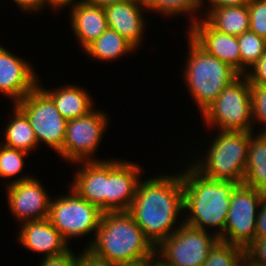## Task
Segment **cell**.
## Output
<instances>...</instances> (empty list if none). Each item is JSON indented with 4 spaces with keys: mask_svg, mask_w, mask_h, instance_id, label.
<instances>
[{
    "mask_svg": "<svg viewBox=\"0 0 266 266\" xmlns=\"http://www.w3.org/2000/svg\"><path fill=\"white\" fill-rule=\"evenodd\" d=\"M182 210L183 181L179 173L140 181L128 213L156 247L177 230L173 226Z\"/></svg>",
    "mask_w": 266,
    "mask_h": 266,
    "instance_id": "1",
    "label": "cell"
},
{
    "mask_svg": "<svg viewBox=\"0 0 266 266\" xmlns=\"http://www.w3.org/2000/svg\"><path fill=\"white\" fill-rule=\"evenodd\" d=\"M183 181V208L188 210L184 223L206 231L207 226L217 227L215 234L224 235L227 214L233 190L239 184L207 178L192 165L181 173Z\"/></svg>",
    "mask_w": 266,
    "mask_h": 266,
    "instance_id": "2",
    "label": "cell"
},
{
    "mask_svg": "<svg viewBox=\"0 0 266 266\" xmlns=\"http://www.w3.org/2000/svg\"><path fill=\"white\" fill-rule=\"evenodd\" d=\"M89 249L109 262L132 263L157 259L155 246L128 212H106Z\"/></svg>",
    "mask_w": 266,
    "mask_h": 266,
    "instance_id": "3",
    "label": "cell"
},
{
    "mask_svg": "<svg viewBox=\"0 0 266 266\" xmlns=\"http://www.w3.org/2000/svg\"><path fill=\"white\" fill-rule=\"evenodd\" d=\"M189 56L185 80L201 114L240 74L228 63L208 54L188 36Z\"/></svg>",
    "mask_w": 266,
    "mask_h": 266,
    "instance_id": "4",
    "label": "cell"
},
{
    "mask_svg": "<svg viewBox=\"0 0 266 266\" xmlns=\"http://www.w3.org/2000/svg\"><path fill=\"white\" fill-rule=\"evenodd\" d=\"M205 161H198L192 167L203 176L220 181L243 183L250 132L219 131Z\"/></svg>",
    "mask_w": 266,
    "mask_h": 266,
    "instance_id": "5",
    "label": "cell"
},
{
    "mask_svg": "<svg viewBox=\"0 0 266 266\" xmlns=\"http://www.w3.org/2000/svg\"><path fill=\"white\" fill-rule=\"evenodd\" d=\"M202 116L208 126H217L219 131L252 132L254 122L247 77L240 74L227 85Z\"/></svg>",
    "mask_w": 266,
    "mask_h": 266,
    "instance_id": "6",
    "label": "cell"
},
{
    "mask_svg": "<svg viewBox=\"0 0 266 266\" xmlns=\"http://www.w3.org/2000/svg\"><path fill=\"white\" fill-rule=\"evenodd\" d=\"M207 232L182 221L171 236L155 247L156 257L158 254L159 262L165 266H202L220 240L215 233Z\"/></svg>",
    "mask_w": 266,
    "mask_h": 266,
    "instance_id": "7",
    "label": "cell"
},
{
    "mask_svg": "<svg viewBox=\"0 0 266 266\" xmlns=\"http://www.w3.org/2000/svg\"><path fill=\"white\" fill-rule=\"evenodd\" d=\"M14 105L28 118L38 144L44 142L58 153L65 140L67 120L53 101L37 86Z\"/></svg>",
    "mask_w": 266,
    "mask_h": 266,
    "instance_id": "8",
    "label": "cell"
},
{
    "mask_svg": "<svg viewBox=\"0 0 266 266\" xmlns=\"http://www.w3.org/2000/svg\"><path fill=\"white\" fill-rule=\"evenodd\" d=\"M67 196L51 200L48 219L67 242L69 238L87 235L99 228L103 212L81 198L72 188Z\"/></svg>",
    "mask_w": 266,
    "mask_h": 266,
    "instance_id": "9",
    "label": "cell"
},
{
    "mask_svg": "<svg viewBox=\"0 0 266 266\" xmlns=\"http://www.w3.org/2000/svg\"><path fill=\"white\" fill-rule=\"evenodd\" d=\"M265 196L262 191L238 184L231 196L224 235L220 240L245 249L255 239L257 208Z\"/></svg>",
    "mask_w": 266,
    "mask_h": 266,
    "instance_id": "10",
    "label": "cell"
},
{
    "mask_svg": "<svg viewBox=\"0 0 266 266\" xmlns=\"http://www.w3.org/2000/svg\"><path fill=\"white\" fill-rule=\"evenodd\" d=\"M107 119L106 114L93 109L85 116L67 120L65 140L58 153L69 162L94 161L92 157L107 128Z\"/></svg>",
    "mask_w": 266,
    "mask_h": 266,
    "instance_id": "11",
    "label": "cell"
},
{
    "mask_svg": "<svg viewBox=\"0 0 266 266\" xmlns=\"http://www.w3.org/2000/svg\"><path fill=\"white\" fill-rule=\"evenodd\" d=\"M7 185L8 203L13 216L21 222L48 218L51 198L37 179L23 176Z\"/></svg>",
    "mask_w": 266,
    "mask_h": 266,
    "instance_id": "12",
    "label": "cell"
},
{
    "mask_svg": "<svg viewBox=\"0 0 266 266\" xmlns=\"http://www.w3.org/2000/svg\"><path fill=\"white\" fill-rule=\"evenodd\" d=\"M141 167L133 162L107 160L106 212H128L136 195Z\"/></svg>",
    "mask_w": 266,
    "mask_h": 266,
    "instance_id": "13",
    "label": "cell"
},
{
    "mask_svg": "<svg viewBox=\"0 0 266 266\" xmlns=\"http://www.w3.org/2000/svg\"><path fill=\"white\" fill-rule=\"evenodd\" d=\"M188 35L208 54L228 63L241 74L238 38L214 29L205 19L192 18Z\"/></svg>",
    "mask_w": 266,
    "mask_h": 266,
    "instance_id": "14",
    "label": "cell"
},
{
    "mask_svg": "<svg viewBox=\"0 0 266 266\" xmlns=\"http://www.w3.org/2000/svg\"><path fill=\"white\" fill-rule=\"evenodd\" d=\"M32 66L0 46V92L14 103L22 100L38 86Z\"/></svg>",
    "mask_w": 266,
    "mask_h": 266,
    "instance_id": "15",
    "label": "cell"
},
{
    "mask_svg": "<svg viewBox=\"0 0 266 266\" xmlns=\"http://www.w3.org/2000/svg\"><path fill=\"white\" fill-rule=\"evenodd\" d=\"M143 7L146 8V3L138 0H125L104 7L108 28L116 30L135 48L141 43L145 29L141 14Z\"/></svg>",
    "mask_w": 266,
    "mask_h": 266,
    "instance_id": "16",
    "label": "cell"
},
{
    "mask_svg": "<svg viewBox=\"0 0 266 266\" xmlns=\"http://www.w3.org/2000/svg\"><path fill=\"white\" fill-rule=\"evenodd\" d=\"M22 223L18 236L20 243L28 250L45 253V257H49L62 254L69 249L68 242L48 218Z\"/></svg>",
    "mask_w": 266,
    "mask_h": 266,
    "instance_id": "17",
    "label": "cell"
},
{
    "mask_svg": "<svg viewBox=\"0 0 266 266\" xmlns=\"http://www.w3.org/2000/svg\"><path fill=\"white\" fill-rule=\"evenodd\" d=\"M71 188L83 199L106 213L107 160L85 161Z\"/></svg>",
    "mask_w": 266,
    "mask_h": 266,
    "instance_id": "18",
    "label": "cell"
},
{
    "mask_svg": "<svg viewBox=\"0 0 266 266\" xmlns=\"http://www.w3.org/2000/svg\"><path fill=\"white\" fill-rule=\"evenodd\" d=\"M71 9V26L85 50L108 28L104 8L83 1H76Z\"/></svg>",
    "mask_w": 266,
    "mask_h": 266,
    "instance_id": "19",
    "label": "cell"
},
{
    "mask_svg": "<svg viewBox=\"0 0 266 266\" xmlns=\"http://www.w3.org/2000/svg\"><path fill=\"white\" fill-rule=\"evenodd\" d=\"M38 87L53 101L59 113L66 119H75L87 115L93 110V101L87 91L75 85L59 87L55 90H45Z\"/></svg>",
    "mask_w": 266,
    "mask_h": 266,
    "instance_id": "20",
    "label": "cell"
},
{
    "mask_svg": "<svg viewBox=\"0 0 266 266\" xmlns=\"http://www.w3.org/2000/svg\"><path fill=\"white\" fill-rule=\"evenodd\" d=\"M253 133L250 132L243 183L266 194V133Z\"/></svg>",
    "mask_w": 266,
    "mask_h": 266,
    "instance_id": "21",
    "label": "cell"
},
{
    "mask_svg": "<svg viewBox=\"0 0 266 266\" xmlns=\"http://www.w3.org/2000/svg\"><path fill=\"white\" fill-rule=\"evenodd\" d=\"M206 21L216 30L239 36L249 31L247 5L225 6L208 9Z\"/></svg>",
    "mask_w": 266,
    "mask_h": 266,
    "instance_id": "22",
    "label": "cell"
},
{
    "mask_svg": "<svg viewBox=\"0 0 266 266\" xmlns=\"http://www.w3.org/2000/svg\"><path fill=\"white\" fill-rule=\"evenodd\" d=\"M136 49L116 30L107 28L106 31L91 43L84 51L96 60L111 61Z\"/></svg>",
    "mask_w": 266,
    "mask_h": 266,
    "instance_id": "23",
    "label": "cell"
},
{
    "mask_svg": "<svg viewBox=\"0 0 266 266\" xmlns=\"http://www.w3.org/2000/svg\"><path fill=\"white\" fill-rule=\"evenodd\" d=\"M13 113L14 117L5 129V143L3 145L29 153L36 146H39L33 129L26 115L16 105Z\"/></svg>",
    "mask_w": 266,
    "mask_h": 266,
    "instance_id": "24",
    "label": "cell"
},
{
    "mask_svg": "<svg viewBox=\"0 0 266 266\" xmlns=\"http://www.w3.org/2000/svg\"><path fill=\"white\" fill-rule=\"evenodd\" d=\"M237 38L241 58V75H244L248 72L247 68L254 65L266 51V39L250 30Z\"/></svg>",
    "mask_w": 266,
    "mask_h": 266,
    "instance_id": "25",
    "label": "cell"
},
{
    "mask_svg": "<svg viewBox=\"0 0 266 266\" xmlns=\"http://www.w3.org/2000/svg\"><path fill=\"white\" fill-rule=\"evenodd\" d=\"M245 249L219 240L202 266H243Z\"/></svg>",
    "mask_w": 266,
    "mask_h": 266,
    "instance_id": "26",
    "label": "cell"
},
{
    "mask_svg": "<svg viewBox=\"0 0 266 266\" xmlns=\"http://www.w3.org/2000/svg\"><path fill=\"white\" fill-rule=\"evenodd\" d=\"M203 4V0H148L146 9L158 11L163 15H178L182 13H195ZM195 10V11H194Z\"/></svg>",
    "mask_w": 266,
    "mask_h": 266,
    "instance_id": "27",
    "label": "cell"
},
{
    "mask_svg": "<svg viewBox=\"0 0 266 266\" xmlns=\"http://www.w3.org/2000/svg\"><path fill=\"white\" fill-rule=\"evenodd\" d=\"M28 152L0 146V176L10 178L19 174L23 169L24 159Z\"/></svg>",
    "mask_w": 266,
    "mask_h": 266,
    "instance_id": "28",
    "label": "cell"
},
{
    "mask_svg": "<svg viewBox=\"0 0 266 266\" xmlns=\"http://www.w3.org/2000/svg\"><path fill=\"white\" fill-rule=\"evenodd\" d=\"M249 30L266 39V0H250Z\"/></svg>",
    "mask_w": 266,
    "mask_h": 266,
    "instance_id": "29",
    "label": "cell"
},
{
    "mask_svg": "<svg viewBox=\"0 0 266 266\" xmlns=\"http://www.w3.org/2000/svg\"><path fill=\"white\" fill-rule=\"evenodd\" d=\"M250 96L253 121L266 124V85L250 84ZM261 131L266 133V125Z\"/></svg>",
    "mask_w": 266,
    "mask_h": 266,
    "instance_id": "30",
    "label": "cell"
},
{
    "mask_svg": "<svg viewBox=\"0 0 266 266\" xmlns=\"http://www.w3.org/2000/svg\"><path fill=\"white\" fill-rule=\"evenodd\" d=\"M245 260L252 266H266V238H255L245 248Z\"/></svg>",
    "mask_w": 266,
    "mask_h": 266,
    "instance_id": "31",
    "label": "cell"
},
{
    "mask_svg": "<svg viewBox=\"0 0 266 266\" xmlns=\"http://www.w3.org/2000/svg\"><path fill=\"white\" fill-rule=\"evenodd\" d=\"M78 256L68 249L62 254L45 257L40 266H77Z\"/></svg>",
    "mask_w": 266,
    "mask_h": 266,
    "instance_id": "32",
    "label": "cell"
},
{
    "mask_svg": "<svg viewBox=\"0 0 266 266\" xmlns=\"http://www.w3.org/2000/svg\"><path fill=\"white\" fill-rule=\"evenodd\" d=\"M251 69L253 70L251 73L244 74L249 80V83L266 85V51L259 60L251 66Z\"/></svg>",
    "mask_w": 266,
    "mask_h": 266,
    "instance_id": "33",
    "label": "cell"
},
{
    "mask_svg": "<svg viewBox=\"0 0 266 266\" xmlns=\"http://www.w3.org/2000/svg\"><path fill=\"white\" fill-rule=\"evenodd\" d=\"M77 266H115V264L97 256L85 247V250L78 256Z\"/></svg>",
    "mask_w": 266,
    "mask_h": 266,
    "instance_id": "34",
    "label": "cell"
},
{
    "mask_svg": "<svg viewBox=\"0 0 266 266\" xmlns=\"http://www.w3.org/2000/svg\"><path fill=\"white\" fill-rule=\"evenodd\" d=\"M255 238H266V196L258 209Z\"/></svg>",
    "mask_w": 266,
    "mask_h": 266,
    "instance_id": "35",
    "label": "cell"
},
{
    "mask_svg": "<svg viewBox=\"0 0 266 266\" xmlns=\"http://www.w3.org/2000/svg\"><path fill=\"white\" fill-rule=\"evenodd\" d=\"M20 8L30 11L31 12L34 10L35 12L38 11L39 9H44L42 8L45 6V4L48 5L46 0H13Z\"/></svg>",
    "mask_w": 266,
    "mask_h": 266,
    "instance_id": "36",
    "label": "cell"
},
{
    "mask_svg": "<svg viewBox=\"0 0 266 266\" xmlns=\"http://www.w3.org/2000/svg\"><path fill=\"white\" fill-rule=\"evenodd\" d=\"M207 1H209L211 5L209 8L248 5V3L250 2V0H207Z\"/></svg>",
    "mask_w": 266,
    "mask_h": 266,
    "instance_id": "37",
    "label": "cell"
},
{
    "mask_svg": "<svg viewBox=\"0 0 266 266\" xmlns=\"http://www.w3.org/2000/svg\"><path fill=\"white\" fill-rule=\"evenodd\" d=\"M82 1L88 4L98 5L104 8L107 5H112L125 0H82Z\"/></svg>",
    "mask_w": 266,
    "mask_h": 266,
    "instance_id": "38",
    "label": "cell"
},
{
    "mask_svg": "<svg viewBox=\"0 0 266 266\" xmlns=\"http://www.w3.org/2000/svg\"><path fill=\"white\" fill-rule=\"evenodd\" d=\"M154 259L140 260L132 263H116L115 266H152Z\"/></svg>",
    "mask_w": 266,
    "mask_h": 266,
    "instance_id": "39",
    "label": "cell"
},
{
    "mask_svg": "<svg viewBox=\"0 0 266 266\" xmlns=\"http://www.w3.org/2000/svg\"><path fill=\"white\" fill-rule=\"evenodd\" d=\"M47 3L49 4L48 6H52V8H54V10H56L57 8H62L65 5H69L71 4L73 1L76 0H46Z\"/></svg>",
    "mask_w": 266,
    "mask_h": 266,
    "instance_id": "40",
    "label": "cell"
},
{
    "mask_svg": "<svg viewBox=\"0 0 266 266\" xmlns=\"http://www.w3.org/2000/svg\"><path fill=\"white\" fill-rule=\"evenodd\" d=\"M159 259H160V258L157 259L158 261H156V260L154 259V261H153V265H152V266H165V265H163L162 263L159 262Z\"/></svg>",
    "mask_w": 266,
    "mask_h": 266,
    "instance_id": "41",
    "label": "cell"
},
{
    "mask_svg": "<svg viewBox=\"0 0 266 266\" xmlns=\"http://www.w3.org/2000/svg\"><path fill=\"white\" fill-rule=\"evenodd\" d=\"M138 1H141V2H144V3L148 2V0H138Z\"/></svg>",
    "mask_w": 266,
    "mask_h": 266,
    "instance_id": "42",
    "label": "cell"
}]
</instances>
